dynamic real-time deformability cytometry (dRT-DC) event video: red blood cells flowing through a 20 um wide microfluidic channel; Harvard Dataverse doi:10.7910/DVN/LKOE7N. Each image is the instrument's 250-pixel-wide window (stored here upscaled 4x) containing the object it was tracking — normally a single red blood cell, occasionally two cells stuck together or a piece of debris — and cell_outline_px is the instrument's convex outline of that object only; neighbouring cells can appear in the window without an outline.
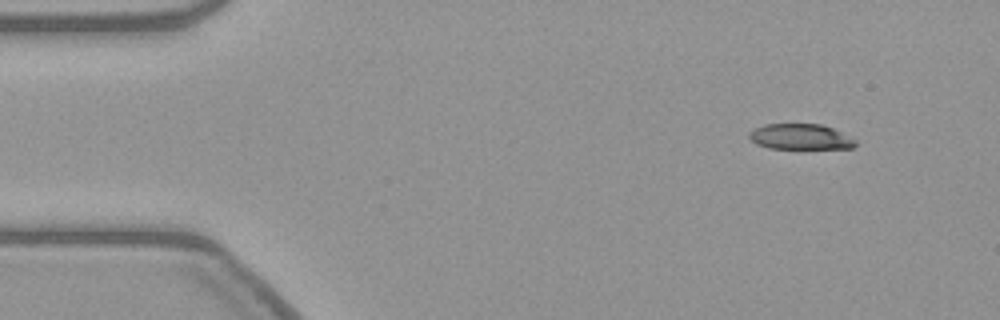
{"species": "common noctule bat (a hibernating species)", "species_latin": "Nyctalus noctula", "temperature_condition": "warm", "stored_images_in_passage": 3, "camera_frame_rate_fps": 3000, "um_per_image_px": 0.085, "animal": {"sex": "female", "body_mass_g": 21.9}, "frame": {"image": 1, "passage_image": 1, "time_ms": 0.0, "image_size_px": [1000, 320], "cell_outline_px": [[856, 144], [852, 148], [768, 148], [756, 144], [748, 136], [748, 132], [764, 124], [820, 124], [832, 128], [856, 140]], "centroid_in_image_um": [68.0, 11.62], "position_along_channel_um": 17.0, "area_um2": 15.66}}